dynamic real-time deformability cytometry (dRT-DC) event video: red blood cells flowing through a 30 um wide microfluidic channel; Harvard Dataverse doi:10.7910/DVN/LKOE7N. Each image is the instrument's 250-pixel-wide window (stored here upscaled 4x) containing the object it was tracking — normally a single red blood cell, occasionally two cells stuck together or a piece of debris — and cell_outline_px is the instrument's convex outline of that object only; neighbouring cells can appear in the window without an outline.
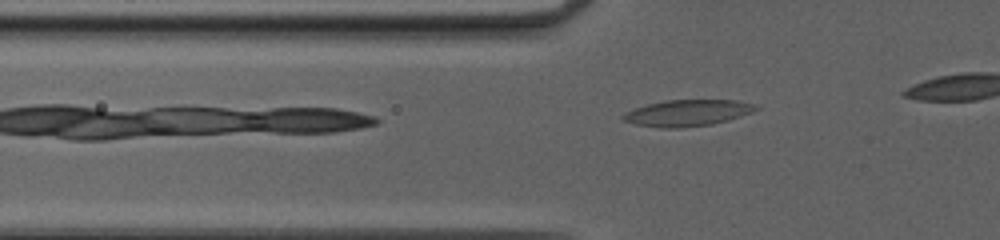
{"species": "common noctule bat (a hibernating species)", "species_latin": "Nyctalus noctula", "temperature_condition": "cold", "stored_images_in_passage": 29, "camera_frame_rate_fps": 3000, "um_per_image_px": 0.085, "animal": {"sex": "female", "body_mass_g": 20.0, "forearm_length_mm": 54.0}, "frame": {"image": 1, "passage_image": 3, "time_ms": 0.667, "image_size_px": [1000, 240], "cell_outline_px": [[760, 108], [752, 112], [728, 120], [712, 124], [680, 128], [660, 128], [636, 124], [624, 120], [620, 116], [624, 112], [648, 104], [664, 100], [736, 100], [752, 104]], "centroid_in_image_um": [58.41, 9.6], "position_along_channel_um": 67.4, "area_um2": 20.29}}
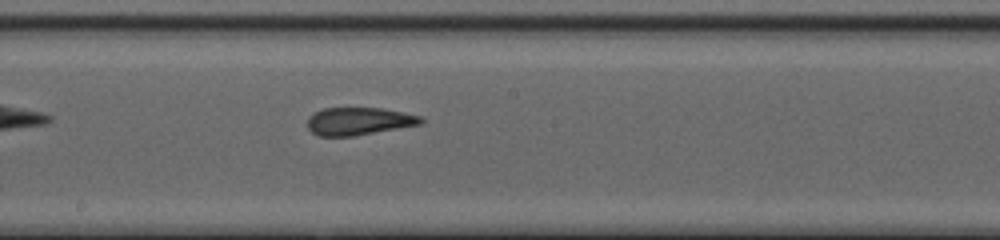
{"frame": {"image": 2, "passage_image": 14, "time_ms": 4.333, "image_size_px": [1000, 240], "cell_outline_px": [[424, 120], [420, 124], [352, 136], [320, 136], [312, 132], [308, 128], [308, 116], [312, 112], [324, 108], [380, 108], [404, 112], [420, 116]], "centroid_in_image_um": [30.45, 10.29], "position_along_channel_um": 217.7, "area_um2": 18.15}}
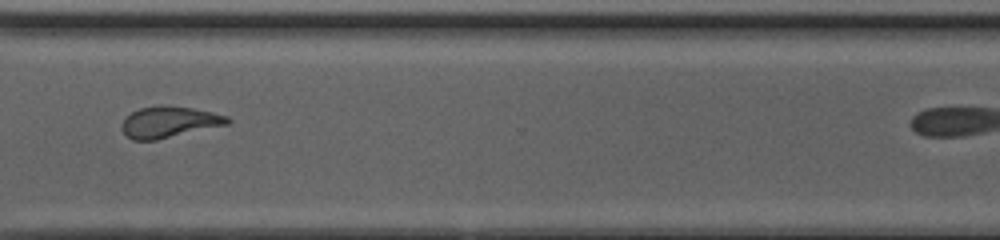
{"frame": {"image": 3, "passage_image": 24, "time_ms": 7.667, "image_size_px": [1000, 240], "cell_outline_px": [[232, 120], [228, 124], [156, 140], [132, 140], [120, 128], [120, 124], [132, 112], [140, 108], [160, 104], [168, 104], [192, 108], [212, 112], [228, 116]], "centroid_in_image_um": [14.37, 10.35], "position_along_channel_um": 356.2, "area_um2": 19.31}}